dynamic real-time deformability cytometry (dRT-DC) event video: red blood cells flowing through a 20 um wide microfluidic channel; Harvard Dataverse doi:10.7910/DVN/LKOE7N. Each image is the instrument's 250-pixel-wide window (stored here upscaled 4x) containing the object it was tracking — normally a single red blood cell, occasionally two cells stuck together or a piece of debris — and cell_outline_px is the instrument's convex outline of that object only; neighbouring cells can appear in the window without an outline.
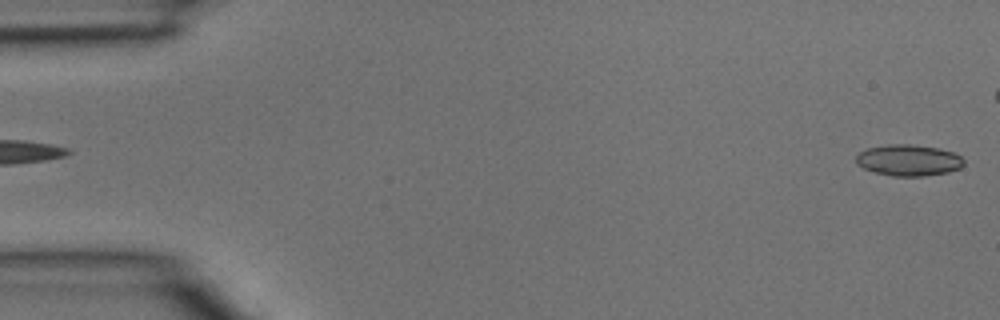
{"species": "common noctule bat (a hibernating species)", "species_latin": "Nyctalus noctula", "temperature_condition": "room temperature", "stored_images_in_passage": 3, "segment_of_instrument_passage": [2, 2], "camera_frame_rate_fps": 3000, "um_per_image_px": 0.085, "animal": {"sex": "male", "body_mass_g": 15.6}, "frame": {"image": 1, "passage_image": 3, "time_ms": 0.667, "image_size_px": [1000, 320], "cell_outline_px": [[964, 164], [960, 168], [948, 172], [924, 176], [892, 176], [876, 172], [864, 168], [856, 164], [856, 156], [860, 152], [868, 148], [888, 144], [908, 144], [940, 148], [952, 152], [960, 156], [964, 160]], "centroid_in_image_um": [77.24, 13.62], "position_along_channel_um": 7.8, "area_um2": 19.59}}